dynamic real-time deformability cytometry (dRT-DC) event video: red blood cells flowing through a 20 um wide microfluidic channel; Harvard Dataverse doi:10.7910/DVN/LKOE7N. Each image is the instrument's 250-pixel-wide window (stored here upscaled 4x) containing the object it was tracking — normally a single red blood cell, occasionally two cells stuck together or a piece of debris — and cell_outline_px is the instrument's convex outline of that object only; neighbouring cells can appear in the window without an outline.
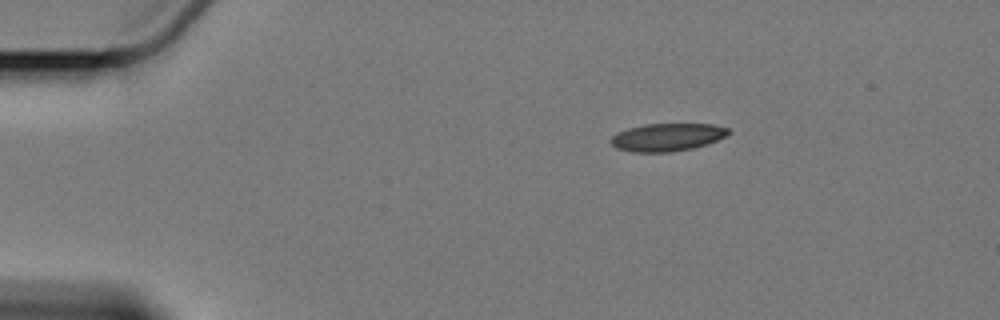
{"species": "Egyptian fruit bat (a non-hibernating species)", "species_latin": "Rousettus aegyptiacus", "temperature_condition": "cold", "stored_images_in_passage": 4, "camera_frame_rate_fps": 3000, "um_per_image_px": 0.085, "animal": {"sex": "female"}, "frame": {"image": 1, "passage_image": 1, "time_ms": 0.0, "image_size_px": [1000, 320], "cell_outline_px": [[732, 132], [708, 144], [692, 148], [672, 152], [632, 152], [616, 148], [612, 144], [612, 136], [616, 132], [628, 128], [644, 124], [716, 124], [728, 128]], "centroid_in_image_um": [56.72, 11.66], "position_along_channel_um": 28.3, "area_um2": 19.07}}
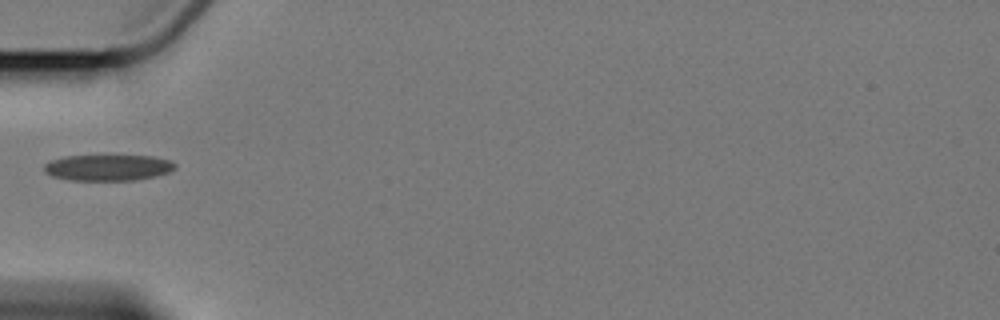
{"frame": {"image": 2, "passage_image": 4, "time_ms": 3.333, "image_size_px": [1000, 320], "cell_outline_px": [[176, 168], [168, 172], [156, 176], [136, 180], [72, 180], [52, 176], [44, 172], [44, 164], [48, 160], [64, 156], [152, 156], [172, 160], [176, 164]], "centroid_in_image_um": [9.18, 14.24], "position_along_channel_um": 75.8, "area_um2": 20.0}}